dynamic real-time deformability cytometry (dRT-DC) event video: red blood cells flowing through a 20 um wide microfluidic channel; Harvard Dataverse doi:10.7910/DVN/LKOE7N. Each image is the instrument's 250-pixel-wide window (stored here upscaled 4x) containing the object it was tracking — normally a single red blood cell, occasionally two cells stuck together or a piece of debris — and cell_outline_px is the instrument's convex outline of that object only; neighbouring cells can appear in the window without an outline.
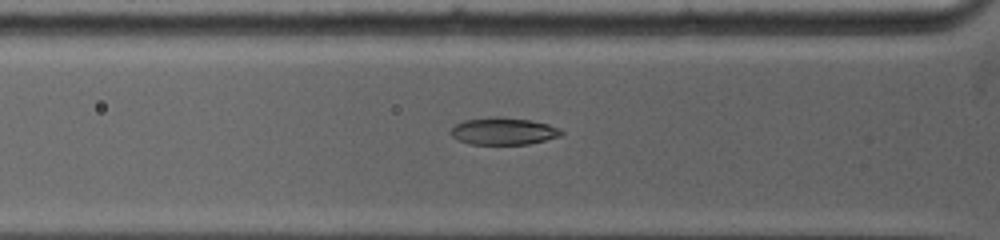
{"species": "common noctule bat (a hibernating species)", "species_latin": "Nyctalus noctula", "temperature_condition": "warm", "stored_images_in_passage": 40, "camera_frame_rate_fps": 5000, "um_per_image_px": 0.085, "animal": {"sex": "female", "body_mass_g": 19.0, "forearm_length_mm": 53.3}, "frame": {"image": 1, "passage_image": 12, "time_ms": 3.0, "image_size_px": [1000, 240], "cell_outline_px": [[564, 132], [560, 136], [528, 144], [468, 144], [452, 136], [452, 128], [456, 124], [464, 120], [492, 116], [500, 116], [532, 120], [548, 124], [560, 128]], "centroid_in_image_um": [42.82, 11.13], "position_along_channel_um": 83.0, "area_um2": 17.51}}
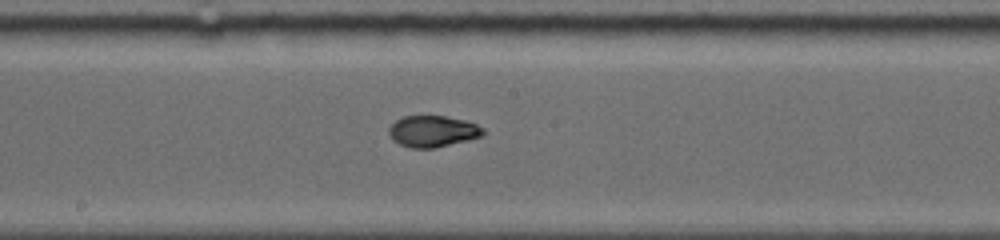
{"frame": {"image": 2, "passage_image": 24, "time_ms": 6.2, "image_size_px": [1000, 240], "cell_outline_px": [[484, 136], [436, 148], [412, 148], [400, 144], [392, 140], [388, 132], [388, 128], [396, 120], [404, 116], [444, 116], [464, 120], [476, 124], [484, 128]], "centroid_in_image_um": [36.79, 11.17], "position_along_channel_um": 211.4, "area_um2": 17.28}}
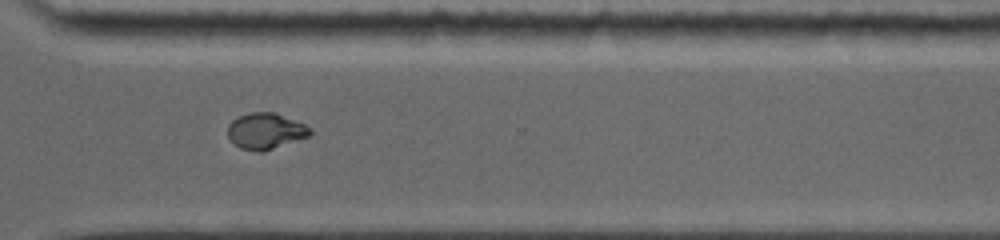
{"frame": {"image": 3, "passage_image": 39, "time_ms": 9.6, "image_size_px": [1000, 240], "cell_outline_px": [[312, 132], [308, 136], [264, 152], [256, 152], [240, 148], [228, 136], [228, 124], [232, 120], [240, 116], [252, 112], [276, 112], [304, 124], [312, 128]], "centroid_in_image_um": [22.58, 11.14], "position_along_channel_um": 348.0, "area_um2": 17.28}}